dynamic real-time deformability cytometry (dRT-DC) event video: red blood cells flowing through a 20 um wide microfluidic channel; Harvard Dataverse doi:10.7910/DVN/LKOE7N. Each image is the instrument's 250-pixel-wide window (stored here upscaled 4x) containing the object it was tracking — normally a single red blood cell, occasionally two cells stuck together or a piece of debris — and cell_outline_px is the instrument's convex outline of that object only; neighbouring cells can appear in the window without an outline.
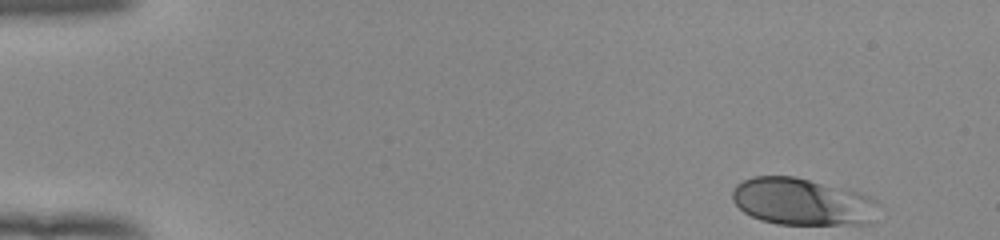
{"species": "human", "species_latin": "Homo sapiens", "temperature_condition": "room temperature", "stored_images_in_passage": 49, "camera_frame_rate_fps": 3000, "um_per_image_px": 0.085, "donor": {"sex": "female"}, "frame": {"image": 1, "passage_image": 1, "time_ms": 0.0, "image_size_px": [1000, 240], "cell_outline_px": [[880, 204], [872, 224], [776, 224], [760, 220], [744, 212], [732, 200], [732, 188], [736, 184], [752, 176], [792, 176], [860, 192], [876, 200]], "centroid_in_image_um": [68.2, 17.15], "position_along_channel_um": 16.8, "area_um2": 40.29}}
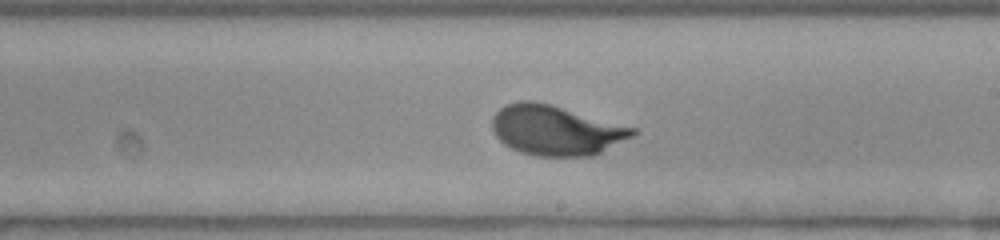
{"frame": {"image": 2, "passage_image": 28, "time_ms": 9.0, "image_size_px": [1000, 240], "cell_outline_px": [[636, 132], [632, 136], [592, 156], [536, 156], [520, 152], [504, 144], [496, 136], [492, 128], [492, 116], [500, 108], [508, 104], [520, 100], [532, 100], [552, 104], [636, 128]], "centroid_in_image_um": [47.22, 11.06], "position_along_channel_um": 241.8, "area_um2": 40.75}}
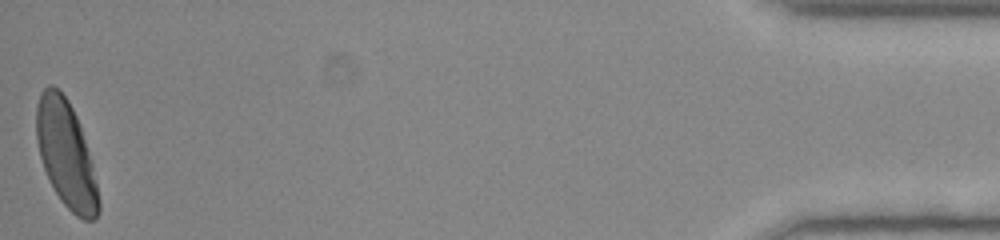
{"frame": {"image": 3, "passage_image": 49, "time_ms": 16.0, "image_size_px": [1000, 240], "cell_outline_px": [[100, 212], [96, 220], [84, 220], [76, 216], [60, 200], [48, 180], [40, 156], [36, 140], [36, 104], [40, 92], [48, 84], [52, 84], [68, 100], [76, 116], [92, 164], [100, 200]], "centroid_in_image_um": [5.6, 13.14], "position_along_channel_um": 429.6, "area_um2": 38.49}, "authors_computed_cell_mechanics": {"area_um2": 39.882, "velocity_mm_per_s": 3.9074, "shape_relaxation_time_tau1_ms": 2.6761, "shape_relaxation_time_tau2_ms": null, "deformation_change_tau1": 0.1614, "deformation_change_tau2": null}}